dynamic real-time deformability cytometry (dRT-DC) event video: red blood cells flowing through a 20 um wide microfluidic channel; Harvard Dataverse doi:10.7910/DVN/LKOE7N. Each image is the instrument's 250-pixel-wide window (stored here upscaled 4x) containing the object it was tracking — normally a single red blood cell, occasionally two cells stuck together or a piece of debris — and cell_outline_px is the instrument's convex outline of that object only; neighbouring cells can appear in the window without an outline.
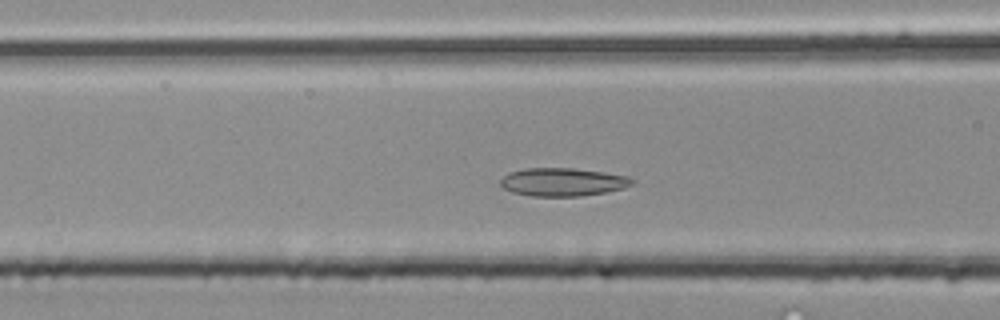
{"species": "common noctule bat (a hibernating species)", "species_latin": "Nyctalus noctula", "temperature_condition": "room temperature", "stored_images_in_passage": 42, "camera_frame_rate_fps": 3000, "um_per_image_px": 0.085, "animal": {"sex": "male", "body_mass_g": 20.4}, "frame": {"image": 1, "passage_image": 12, "time_ms": 3.667, "image_size_px": [1000, 320], "cell_outline_px": [[636, 180], [632, 184], [608, 192], [580, 196], [532, 196], [512, 192], [504, 188], [500, 184], [500, 180], [508, 172], [524, 168], [572, 168], [604, 172], [628, 176]], "centroid_in_image_um": [47.82, 15.46], "position_along_channel_um": 118.8, "area_um2": 21.62}}
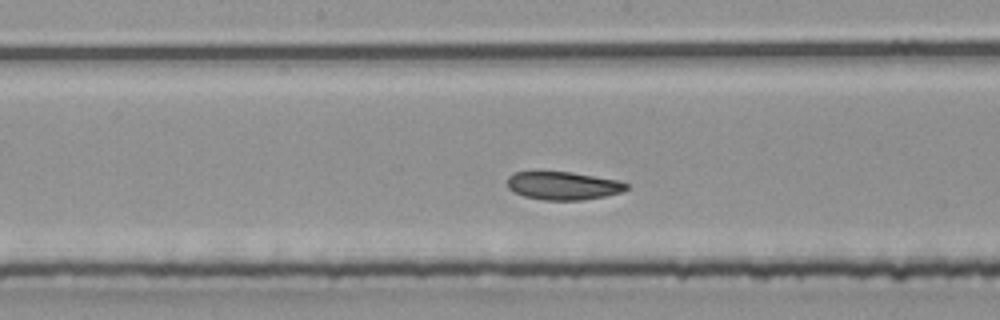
{"frame": {"image": 2, "passage_image": 18, "time_ms": 5.667, "image_size_px": [1000, 320], "cell_outline_px": [[628, 188], [620, 192], [604, 196], [584, 200], [544, 200], [524, 196], [508, 188], [508, 176], [516, 172], [572, 172], [620, 180], [628, 184]], "centroid_in_image_um": [47.9, 15.78], "position_along_channel_um": 200.3, "area_um2": 19.42}}
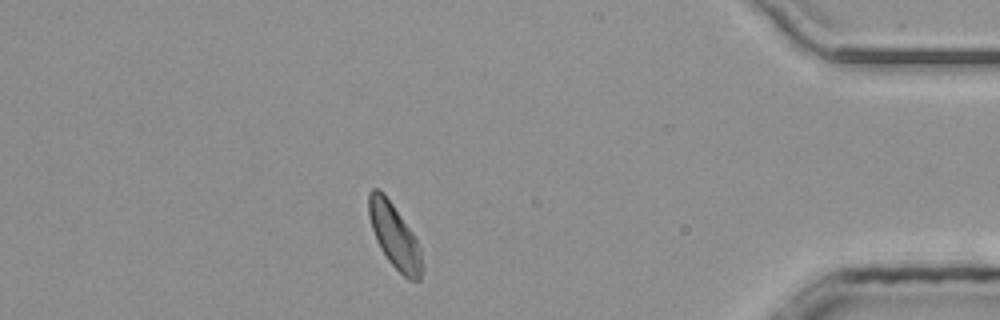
{"frame": {"image": 3, "passage_image": 36, "time_ms": 11.667, "image_size_px": [1000, 320], "cell_outline_px": [[424, 268], [420, 280], [408, 280], [388, 260], [380, 248], [376, 240], [368, 216], [368, 192], [372, 188], [376, 188], [392, 204], [412, 232], [420, 248]], "centroid_in_image_um": [33.54, 20.11], "position_along_channel_um": 401.7, "area_um2": 19.71}, "authors_computed_cell_mechanics": {"area_um2": 20.2011, "velocity_mm_per_s": 4.0804, "shape_relaxation_time_tau1_ms": 6.2767, "shape_relaxation_time_tau2_ms": 9.7361, "deformation_change_tau1": 0.1119, "deformation_change_tau2": 0.1297}}